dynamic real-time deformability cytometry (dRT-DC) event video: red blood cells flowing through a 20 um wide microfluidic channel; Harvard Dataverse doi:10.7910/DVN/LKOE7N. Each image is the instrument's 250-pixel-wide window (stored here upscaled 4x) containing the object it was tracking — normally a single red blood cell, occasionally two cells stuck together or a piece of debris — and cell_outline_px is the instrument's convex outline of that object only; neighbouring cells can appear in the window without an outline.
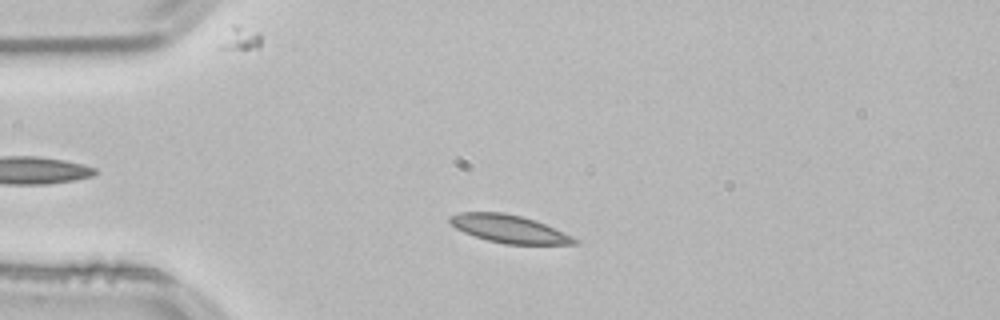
{"species": "common noctule bat (a hibernating species)", "species_latin": "Nyctalus noctula", "temperature_condition": "room temperature", "stored_images_in_passage": 48, "camera_frame_rate_fps": 3000, "um_per_image_px": 0.085, "animal": {"sex": "male", "body_mass_g": 21.5, "forearm_length_mm": 52.0}, "frame": {"image": 1, "passage_image": 8, "time_ms": 2.333, "image_size_px": [1000, 320], "cell_outline_px": [[580, 240], [576, 244], [504, 244], [488, 240], [464, 232], [456, 228], [448, 220], [448, 216], [460, 212], [504, 212], [536, 220], [572, 236]], "centroid_in_image_um": [43.27, 19.45], "position_along_channel_um": 41.7, "area_um2": 20.11}}
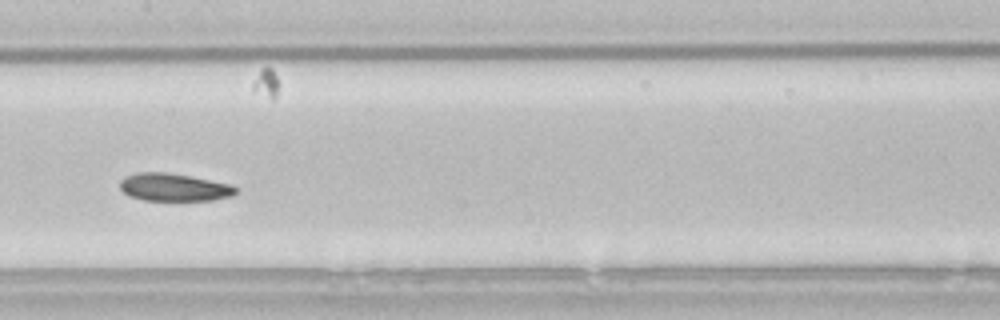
{"frame": {"image": 2, "passage_image": 22, "time_ms": 7.0, "image_size_px": [1000, 320], "cell_outline_px": [[236, 192], [232, 196], [212, 200], [144, 200], [128, 196], [120, 188], [120, 180], [124, 176], [136, 172], [168, 172], [232, 184], [236, 188]], "centroid_in_image_um": [14.76, 15.91], "position_along_channel_um": 192.6, "area_um2": 18.79}}
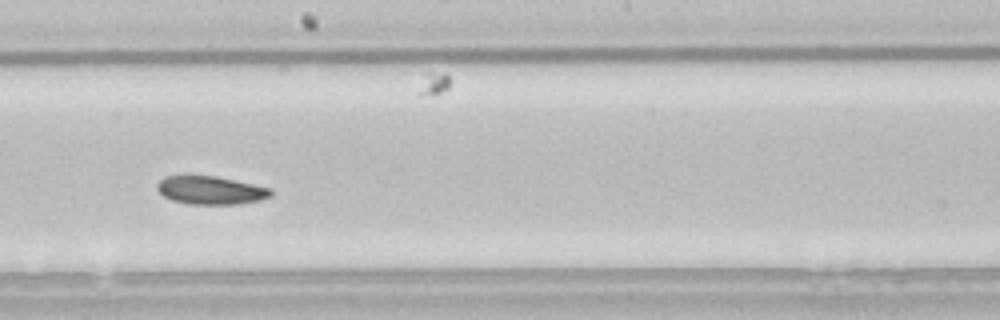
{"frame": {"image": 3, "passage_image": 25, "time_ms": 8.0, "image_size_px": [1000, 320], "cell_outline_px": [[272, 196], [260, 200], [236, 204], [188, 204], [172, 200], [164, 196], [156, 188], [156, 184], [164, 176], [216, 176], [272, 188]], "centroid_in_image_um": [17.91, 16.17], "position_along_channel_um": 230.3, "area_um2": 18.67}, "authors_computed_cell_mechanics": {"area_um2": 19.4786, "velocity_mm_per_s": 3.789, "shape_relaxation_time_tau1_ms": 4.6502, "shape_relaxation_time_tau2_ms": 8.6873, "deformation_change_tau1": 0.0769, "deformation_change_tau2": 0.1333}}